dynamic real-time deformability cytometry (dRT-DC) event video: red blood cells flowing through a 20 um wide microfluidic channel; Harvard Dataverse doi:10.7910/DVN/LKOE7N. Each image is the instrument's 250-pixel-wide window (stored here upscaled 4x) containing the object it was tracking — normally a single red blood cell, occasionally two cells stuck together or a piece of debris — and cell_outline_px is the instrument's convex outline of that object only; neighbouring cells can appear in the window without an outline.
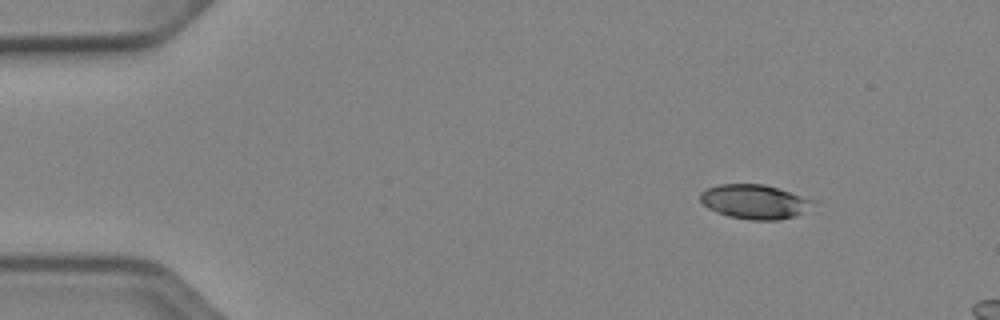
{"species": "Egyptian fruit bat (a non-hibernating species)", "species_latin": "Rousettus aegyptiacus", "temperature_condition": "cold", "stored_images_in_passage": 7, "camera_frame_rate_fps": 3000, "um_per_image_px": 0.085, "animal": {"sex": "female"}, "frame": {"image": 1, "passage_image": 1, "time_ms": 0.0, "image_size_px": [1000, 320], "cell_outline_px": [[820, 200], [800, 212], [792, 216], [776, 220], [752, 220], [728, 216], [716, 212], [708, 208], [700, 200], [700, 192], [708, 188], [720, 184], [764, 184]], "centroid_in_image_um": [64.15, 17.13], "position_along_channel_um": 20.9, "area_um2": 22.48}}